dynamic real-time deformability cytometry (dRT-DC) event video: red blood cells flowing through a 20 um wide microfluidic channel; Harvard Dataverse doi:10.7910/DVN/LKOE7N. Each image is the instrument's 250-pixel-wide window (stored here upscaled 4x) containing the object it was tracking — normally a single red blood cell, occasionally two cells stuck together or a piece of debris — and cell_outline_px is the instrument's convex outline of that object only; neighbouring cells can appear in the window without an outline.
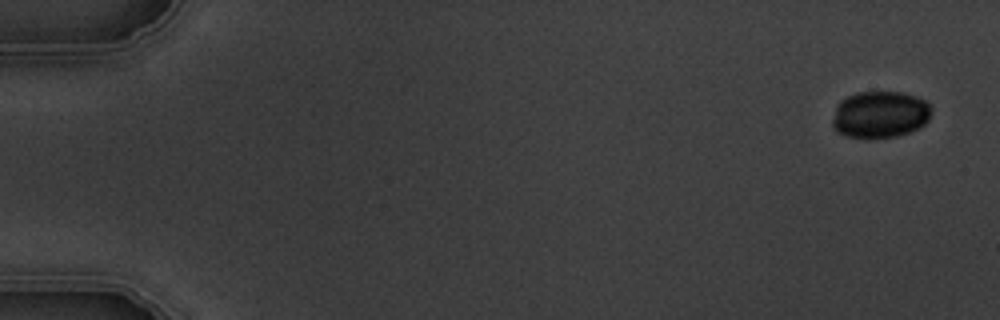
{"species": "common noctule bat (a hibernating species)", "species_latin": "Nyctalus noctula", "temperature_condition": "warm", "stored_images_in_passage": 6, "camera_frame_rate_fps": 3000, "um_per_image_px": 0.085, "animal": {"sex": "male", "body_mass_g": 19.5, "forearm_length_mm": 54.6}, "frame": {"image": 1, "passage_image": 1, "time_ms": 0.0, "image_size_px": [1000, 320], "cell_outline_px": [[932, 112], [928, 120], [920, 128], [896, 136], [844, 136], [836, 132], [832, 128], [832, 120], [836, 104], [840, 100], [856, 92], [904, 92], [916, 96], [924, 100], [932, 108]], "centroid_in_image_um": [74.79, 9.7], "position_along_channel_um": 10.2, "area_um2": 26.99}}
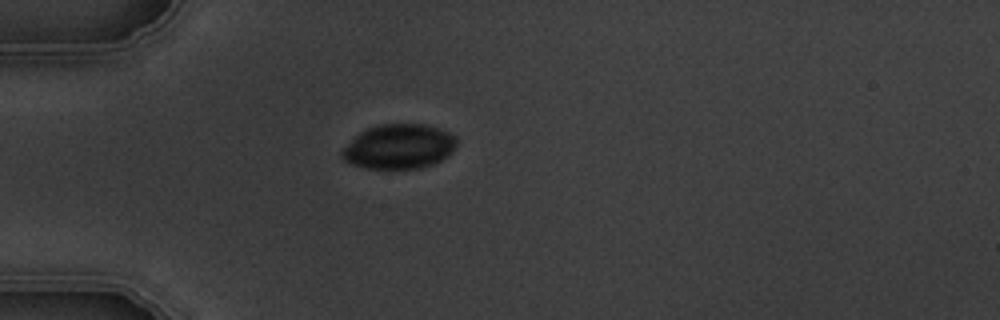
{"frame": {"image": 2, "passage_image": 5, "time_ms": 4.667, "image_size_px": [1000, 320], "cell_outline_px": [[456, 144], [452, 152], [448, 156], [432, 164], [420, 168], [364, 168], [352, 164], [344, 160], [340, 156], [340, 152], [360, 132], [368, 128], [380, 124], [424, 124], [448, 132], [456, 136]], "centroid_in_image_um": [33.91, 12.46], "position_along_channel_um": 51.1, "area_um2": 29.59}}